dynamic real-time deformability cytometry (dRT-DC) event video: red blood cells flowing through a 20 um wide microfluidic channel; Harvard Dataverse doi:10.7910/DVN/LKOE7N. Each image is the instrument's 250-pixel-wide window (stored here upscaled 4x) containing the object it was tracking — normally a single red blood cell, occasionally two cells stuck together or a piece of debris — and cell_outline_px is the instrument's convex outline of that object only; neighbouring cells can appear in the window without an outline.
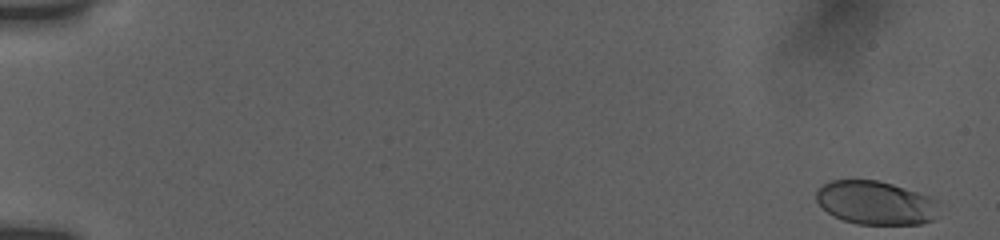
{"species": "human", "species_latin": "Homo sapiens", "temperature_condition": "room temperature", "stored_images_in_passage": 12, "camera_frame_rate_fps": 3000, "um_per_image_px": 0.085, "donor": {"sex": "female"}, "frame": {"image": 1, "passage_image": 1, "time_ms": 0.0, "image_size_px": [1000, 240], "cell_outline_px": [[940, 200], [936, 220], [920, 224], [856, 224], [844, 220], [828, 212], [816, 200], [816, 188], [832, 180], [876, 180], [892, 184]], "centroid_in_image_um": [74.47, 17.24], "position_along_channel_um": 10.5, "area_um2": 31.27}}
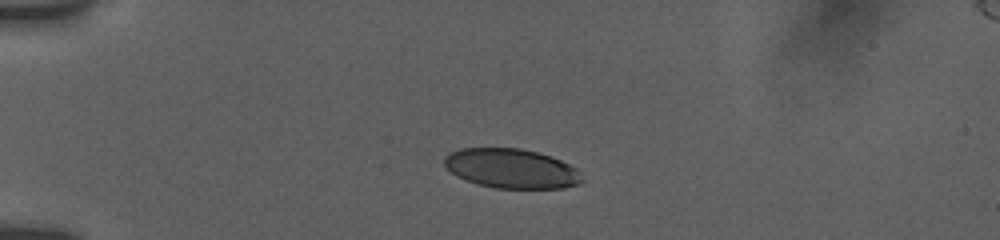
{"frame": {"image": 2, "passage_image": 8, "time_ms": 4.333, "image_size_px": [1000, 240], "cell_outline_px": [[584, 180], [580, 184], [564, 188], [496, 188], [476, 184], [456, 176], [444, 164], [444, 156], [460, 148], [520, 148], [536, 152], [560, 160], [576, 168], [580, 172]], "centroid_in_image_um": [43.48, 14.33], "position_along_channel_um": 41.5, "area_um2": 31.67}}
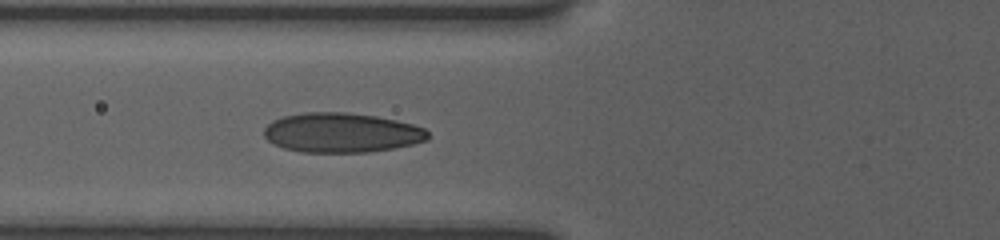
{"frame": {"image": 3, "passage_image": 12, "time_ms": 7.0, "image_size_px": [1000, 240], "cell_outline_px": [[428, 140], [396, 148], [368, 152], [300, 152], [284, 148], [268, 140], [264, 136], [264, 128], [272, 120], [284, 116], [304, 112], [344, 112], [376, 116], [396, 120], [412, 124], [424, 128], [428, 132]], "centroid_in_image_um": [29.03, 11.28], "position_along_channel_um": 96.8, "area_um2": 37.86}}